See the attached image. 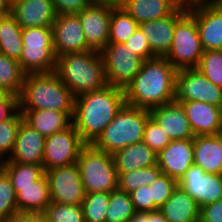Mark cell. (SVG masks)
<instances>
[{
    "label": "cell",
    "mask_w": 222,
    "mask_h": 222,
    "mask_svg": "<svg viewBox=\"0 0 222 222\" xmlns=\"http://www.w3.org/2000/svg\"><path fill=\"white\" fill-rule=\"evenodd\" d=\"M126 104L125 91L106 85L75 97L72 125L86 144H93Z\"/></svg>",
    "instance_id": "obj_1"
},
{
    "label": "cell",
    "mask_w": 222,
    "mask_h": 222,
    "mask_svg": "<svg viewBox=\"0 0 222 222\" xmlns=\"http://www.w3.org/2000/svg\"><path fill=\"white\" fill-rule=\"evenodd\" d=\"M177 71L165 57L146 59L124 89L126 104L150 110L174 101Z\"/></svg>",
    "instance_id": "obj_2"
},
{
    "label": "cell",
    "mask_w": 222,
    "mask_h": 222,
    "mask_svg": "<svg viewBox=\"0 0 222 222\" xmlns=\"http://www.w3.org/2000/svg\"><path fill=\"white\" fill-rule=\"evenodd\" d=\"M54 72L74 97L107 85L103 59L95 50L57 56Z\"/></svg>",
    "instance_id": "obj_3"
},
{
    "label": "cell",
    "mask_w": 222,
    "mask_h": 222,
    "mask_svg": "<svg viewBox=\"0 0 222 222\" xmlns=\"http://www.w3.org/2000/svg\"><path fill=\"white\" fill-rule=\"evenodd\" d=\"M75 97L55 72L27 74L19 95V110L74 112Z\"/></svg>",
    "instance_id": "obj_4"
},
{
    "label": "cell",
    "mask_w": 222,
    "mask_h": 222,
    "mask_svg": "<svg viewBox=\"0 0 222 222\" xmlns=\"http://www.w3.org/2000/svg\"><path fill=\"white\" fill-rule=\"evenodd\" d=\"M149 118L148 109L125 104L93 145L113 155L129 145L141 142Z\"/></svg>",
    "instance_id": "obj_5"
},
{
    "label": "cell",
    "mask_w": 222,
    "mask_h": 222,
    "mask_svg": "<svg viewBox=\"0 0 222 222\" xmlns=\"http://www.w3.org/2000/svg\"><path fill=\"white\" fill-rule=\"evenodd\" d=\"M85 194L105 192L117 189V172L113 156L86 144L77 160Z\"/></svg>",
    "instance_id": "obj_6"
},
{
    "label": "cell",
    "mask_w": 222,
    "mask_h": 222,
    "mask_svg": "<svg viewBox=\"0 0 222 222\" xmlns=\"http://www.w3.org/2000/svg\"><path fill=\"white\" fill-rule=\"evenodd\" d=\"M22 52L18 62L27 74L49 73L56 67L52 27L22 28Z\"/></svg>",
    "instance_id": "obj_7"
},
{
    "label": "cell",
    "mask_w": 222,
    "mask_h": 222,
    "mask_svg": "<svg viewBox=\"0 0 222 222\" xmlns=\"http://www.w3.org/2000/svg\"><path fill=\"white\" fill-rule=\"evenodd\" d=\"M204 52L196 20L187 12L175 25L165 58L177 69L196 68Z\"/></svg>",
    "instance_id": "obj_8"
},
{
    "label": "cell",
    "mask_w": 222,
    "mask_h": 222,
    "mask_svg": "<svg viewBox=\"0 0 222 222\" xmlns=\"http://www.w3.org/2000/svg\"><path fill=\"white\" fill-rule=\"evenodd\" d=\"M100 54L107 85L123 90L133 81L144 61L123 43H107Z\"/></svg>",
    "instance_id": "obj_9"
},
{
    "label": "cell",
    "mask_w": 222,
    "mask_h": 222,
    "mask_svg": "<svg viewBox=\"0 0 222 222\" xmlns=\"http://www.w3.org/2000/svg\"><path fill=\"white\" fill-rule=\"evenodd\" d=\"M174 100L199 101L222 108V88L197 68H184L177 71Z\"/></svg>",
    "instance_id": "obj_10"
},
{
    "label": "cell",
    "mask_w": 222,
    "mask_h": 222,
    "mask_svg": "<svg viewBox=\"0 0 222 222\" xmlns=\"http://www.w3.org/2000/svg\"><path fill=\"white\" fill-rule=\"evenodd\" d=\"M86 143L73 125L45 138L42 166L44 171L77 163Z\"/></svg>",
    "instance_id": "obj_11"
},
{
    "label": "cell",
    "mask_w": 222,
    "mask_h": 222,
    "mask_svg": "<svg viewBox=\"0 0 222 222\" xmlns=\"http://www.w3.org/2000/svg\"><path fill=\"white\" fill-rule=\"evenodd\" d=\"M50 202L80 205L85 192L77 163L45 171Z\"/></svg>",
    "instance_id": "obj_12"
},
{
    "label": "cell",
    "mask_w": 222,
    "mask_h": 222,
    "mask_svg": "<svg viewBox=\"0 0 222 222\" xmlns=\"http://www.w3.org/2000/svg\"><path fill=\"white\" fill-rule=\"evenodd\" d=\"M188 13L196 20L204 51L222 50V6L216 0L190 2Z\"/></svg>",
    "instance_id": "obj_13"
},
{
    "label": "cell",
    "mask_w": 222,
    "mask_h": 222,
    "mask_svg": "<svg viewBox=\"0 0 222 222\" xmlns=\"http://www.w3.org/2000/svg\"><path fill=\"white\" fill-rule=\"evenodd\" d=\"M178 186L186 191L201 208L222 199V175L205 173L193 164L178 181Z\"/></svg>",
    "instance_id": "obj_14"
},
{
    "label": "cell",
    "mask_w": 222,
    "mask_h": 222,
    "mask_svg": "<svg viewBox=\"0 0 222 222\" xmlns=\"http://www.w3.org/2000/svg\"><path fill=\"white\" fill-rule=\"evenodd\" d=\"M54 51L59 55L91 50L77 14H58L52 24Z\"/></svg>",
    "instance_id": "obj_15"
},
{
    "label": "cell",
    "mask_w": 222,
    "mask_h": 222,
    "mask_svg": "<svg viewBox=\"0 0 222 222\" xmlns=\"http://www.w3.org/2000/svg\"><path fill=\"white\" fill-rule=\"evenodd\" d=\"M114 7L90 4L77 13L82 29L91 50L101 52L108 43L111 11Z\"/></svg>",
    "instance_id": "obj_16"
},
{
    "label": "cell",
    "mask_w": 222,
    "mask_h": 222,
    "mask_svg": "<svg viewBox=\"0 0 222 222\" xmlns=\"http://www.w3.org/2000/svg\"><path fill=\"white\" fill-rule=\"evenodd\" d=\"M188 12V3H182L171 15L165 18L139 24V28L148 40L152 53L165 57L173 40L176 23Z\"/></svg>",
    "instance_id": "obj_17"
},
{
    "label": "cell",
    "mask_w": 222,
    "mask_h": 222,
    "mask_svg": "<svg viewBox=\"0 0 222 222\" xmlns=\"http://www.w3.org/2000/svg\"><path fill=\"white\" fill-rule=\"evenodd\" d=\"M194 164V138L171 140L157 154V165L163 174L179 181L186 170Z\"/></svg>",
    "instance_id": "obj_18"
},
{
    "label": "cell",
    "mask_w": 222,
    "mask_h": 222,
    "mask_svg": "<svg viewBox=\"0 0 222 222\" xmlns=\"http://www.w3.org/2000/svg\"><path fill=\"white\" fill-rule=\"evenodd\" d=\"M184 108L194 136L222 134V108L199 101H177Z\"/></svg>",
    "instance_id": "obj_19"
},
{
    "label": "cell",
    "mask_w": 222,
    "mask_h": 222,
    "mask_svg": "<svg viewBox=\"0 0 222 222\" xmlns=\"http://www.w3.org/2000/svg\"><path fill=\"white\" fill-rule=\"evenodd\" d=\"M44 145L45 137L22 120L13 151L9 158L2 162L42 165Z\"/></svg>",
    "instance_id": "obj_20"
},
{
    "label": "cell",
    "mask_w": 222,
    "mask_h": 222,
    "mask_svg": "<svg viewBox=\"0 0 222 222\" xmlns=\"http://www.w3.org/2000/svg\"><path fill=\"white\" fill-rule=\"evenodd\" d=\"M150 117L171 140L191 139L194 133L180 102L171 101L149 110Z\"/></svg>",
    "instance_id": "obj_21"
},
{
    "label": "cell",
    "mask_w": 222,
    "mask_h": 222,
    "mask_svg": "<svg viewBox=\"0 0 222 222\" xmlns=\"http://www.w3.org/2000/svg\"><path fill=\"white\" fill-rule=\"evenodd\" d=\"M11 15L21 28L52 27L57 16L52 0H17Z\"/></svg>",
    "instance_id": "obj_22"
},
{
    "label": "cell",
    "mask_w": 222,
    "mask_h": 222,
    "mask_svg": "<svg viewBox=\"0 0 222 222\" xmlns=\"http://www.w3.org/2000/svg\"><path fill=\"white\" fill-rule=\"evenodd\" d=\"M194 164L205 173L222 175V134L194 137Z\"/></svg>",
    "instance_id": "obj_23"
},
{
    "label": "cell",
    "mask_w": 222,
    "mask_h": 222,
    "mask_svg": "<svg viewBox=\"0 0 222 222\" xmlns=\"http://www.w3.org/2000/svg\"><path fill=\"white\" fill-rule=\"evenodd\" d=\"M19 111L23 115V120L45 138L70 127L74 114V112H59L49 109Z\"/></svg>",
    "instance_id": "obj_24"
},
{
    "label": "cell",
    "mask_w": 222,
    "mask_h": 222,
    "mask_svg": "<svg viewBox=\"0 0 222 222\" xmlns=\"http://www.w3.org/2000/svg\"><path fill=\"white\" fill-rule=\"evenodd\" d=\"M182 3L181 0H126L122 8L141 24L171 15Z\"/></svg>",
    "instance_id": "obj_25"
},
{
    "label": "cell",
    "mask_w": 222,
    "mask_h": 222,
    "mask_svg": "<svg viewBox=\"0 0 222 222\" xmlns=\"http://www.w3.org/2000/svg\"><path fill=\"white\" fill-rule=\"evenodd\" d=\"M159 211L169 222H199L200 218L197 202L179 186Z\"/></svg>",
    "instance_id": "obj_26"
},
{
    "label": "cell",
    "mask_w": 222,
    "mask_h": 222,
    "mask_svg": "<svg viewBox=\"0 0 222 222\" xmlns=\"http://www.w3.org/2000/svg\"><path fill=\"white\" fill-rule=\"evenodd\" d=\"M113 160L117 172H131L157 164V153L149 148L143 141L129 145L113 155Z\"/></svg>",
    "instance_id": "obj_27"
},
{
    "label": "cell",
    "mask_w": 222,
    "mask_h": 222,
    "mask_svg": "<svg viewBox=\"0 0 222 222\" xmlns=\"http://www.w3.org/2000/svg\"><path fill=\"white\" fill-rule=\"evenodd\" d=\"M18 212L44 213L50 204L48 180L45 174L31 186L14 187Z\"/></svg>",
    "instance_id": "obj_28"
},
{
    "label": "cell",
    "mask_w": 222,
    "mask_h": 222,
    "mask_svg": "<svg viewBox=\"0 0 222 222\" xmlns=\"http://www.w3.org/2000/svg\"><path fill=\"white\" fill-rule=\"evenodd\" d=\"M22 28L10 15L0 16V53L19 60L23 42Z\"/></svg>",
    "instance_id": "obj_29"
},
{
    "label": "cell",
    "mask_w": 222,
    "mask_h": 222,
    "mask_svg": "<svg viewBox=\"0 0 222 222\" xmlns=\"http://www.w3.org/2000/svg\"><path fill=\"white\" fill-rule=\"evenodd\" d=\"M24 77L18 60L0 53V87L5 92L19 97Z\"/></svg>",
    "instance_id": "obj_30"
},
{
    "label": "cell",
    "mask_w": 222,
    "mask_h": 222,
    "mask_svg": "<svg viewBox=\"0 0 222 222\" xmlns=\"http://www.w3.org/2000/svg\"><path fill=\"white\" fill-rule=\"evenodd\" d=\"M139 24L122 8H113L110 16L108 43H125Z\"/></svg>",
    "instance_id": "obj_31"
},
{
    "label": "cell",
    "mask_w": 222,
    "mask_h": 222,
    "mask_svg": "<svg viewBox=\"0 0 222 222\" xmlns=\"http://www.w3.org/2000/svg\"><path fill=\"white\" fill-rule=\"evenodd\" d=\"M161 174L162 171L157 164L131 172L120 173L117 178V188L129 194L142 186H149Z\"/></svg>",
    "instance_id": "obj_32"
},
{
    "label": "cell",
    "mask_w": 222,
    "mask_h": 222,
    "mask_svg": "<svg viewBox=\"0 0 222 222\" xmlns=\"http://www.w3.org/2000/svg\"><path fill=\"white\" fill-rule=\"evenodd\" d=\"M2 169L9 176L13 187L31 186L33 182L39 180L45 174L42 165L18 162H2Z\"/></svg>",
    "instance_id": "obj_33"
},
{
    "label": "cell",
    "mask_w": 222,
    "mask_h": 222,
    "mask_svg": "<svg viewBox=\"0 0 222 222\" xmlns=\"http://www.w3.org/2000/svg\"><path fill=\"white\" fill-rule=\"evenodd\" d=\"M136 213L131 197L118 188L110 193L106 222H128Z\"/></svg>",
    "instance_id": "obj_34"
},
{
    "label": "cell",
    "mask_w": 222,
    "mask_h": 222,
    "mask_svg": "<svg viewBox=\"0 0 222 222\" xmlns=\"http://www.w3.org/2000/svg\"><path fill=\"white\" fill-rule=\"evenodd\" d=\"M110 193L85 194L82 202L85 222H106Z\"/></svg>",
    "instance_id": "obj_35"
},
{
    "label": "cell",
    "mask_w": 222,
    "mask_h": 222,
    "mask_svg": "<svg viewBox=\"0 0 222 222\" xmlns=\"http://www.w3.org/2000/svg\"><path fill=\"white\" fill-rule=\"evenodd\" d=\"M23 115L18 111L11 119L0 121V160L11 155Z\"/></svg>",
    "instance_id": "obj_36"
},
{
    "label": "cell",
    "mask_w": 222,
    "mask_h": 222,
    "mask_svg": "<svg viewBox=\"0 0 222 222\" xmlns=\"http://www.w3.org/2000/svg\"><path fill=\"white\" fill-rule=\"evenodd\" d=\"M208 80L222 88V50H206L196 67Z\"/></svg>",
    "instance_id": "obj_37"
},
{
    "label": "cell",
    "mask_w": 222,
    "mask_h": 222,
    "mask_svg": "<svg viewBox=\"0 0 222 222\" xmlns=\"http://www.w3.org/2000/svg\"><path fill=\"white\" fill-rule=\"evenodd\" d=\"M44 214L52 222H85L82 204L72 205L50 202Z\"/></svg>",
    "instance_id": "obj_38"
},
{
    "label": "cell",
    "mask_w": 222,
    "mask_h": 222,
    "mask_svg": "<svg viewBox=\"0 0 222 222\" xmlns=\"http://www.w3.org/2000/svg\"><path fill=\"white\" fill-rule=\"evenodd\" d=\"M18 213L16 193L7 173L0 169V222Z\"/></svg>",
    "instance_id": "obj_39"
},
{
    "label": "cell",
    "mask_w": 222,
    "mask_h": 222,
    "mask_svg": "<svg viewBox=\"0 0 222 222\" xmlns=\"http://www.w3.org/2000/svg\"><path fill=\"white\" fill-rule=\"evenodd\" d=\"M177 186V180L162 173L149 185L151 199L153 200L154 205L159 209L170 198Z\"/></svg>",
    "instance_id": "obj_40"
},
{
    "label": "cell",
    "mask_w": 222,
    "mask_h": 222,
    "mask_svg": "<svg viewBox=\"0 0 222 222\" xmlns=\"http://www.w3.org/2000/svg\"><path fill=\"white\" fill-rule=\"evenodd\" d=\"M142 141L155 153L162 151L171 139L167 133L150 117L145 125Z\"/></svg>",
    "instance_id": "obj_41"
},
{
    "label": "cell",
    "mask_w": 222,
    "mask_h": 222,
    "mask_svg": "<svg viewBox=\"0 0 222 222\" xmlns=\"http://www.w3.org/2000/svg\"><path fill=\"white\" fill-rule=\"evenodd\" d=\"M124 44L144 61L156 57L152 53L148 40L140 28H138Z\"/></svg>",
    "instance_id": "obj_42"
},
{
    "label": "cell",
    "mask_w": 222,
    "mask_h": 222,
    "mask_svg": "<svg viewBox=\"0 0 222 222\" xmlns=\"http://www.w3.org/2000/svg\"><path fill=\"white\" fill-rule=\"evenodd\" d=\"M136 212H153L159 210L153 203L148 185L129 193Z\"/></svg>",
    "instance_id": "obj_43"
},
{
    "label": "cell",
    "mask_w": 222,
    "mask_h": 222,
    "mask_svg": "<svg viewBox=\"0 0 222 222\" xmlns=\"http://www.w3.org/2000/svg\"><path fill=\"white\" fill-rule=\"evenodd\" d=\"M56 14H77L92 4V0H52Z\"/></svg>",
    "instance_id": "obj_44"
},
{
    "label": "cell",
    "mask_w": 222,
    "mask_h": 222,
    "mask_svg": "<svg viewBox=\"0 0 222 222\" xmlns=\"http://www.w3.org/2000/svg\"><path fill=\"white\" fill-rule=\"evenodd\" d=\"M19 111V97L5 92L0 96V121L11 119Z\"/></svg>",
    "instance_id": "obj_45"
},
{
    "label": "cell",
    "mask_w": 222,
    "mask_h": 222,
    "mask_svg": "<svg viewBox=\"0 0 222 222\" xmlns=\"http://www.w3.org/2000/svg\"><path fill=\"white\" fill-rule=\"evenodd\" d=\"M199 222H222V199L201 207Z\"/></svg>",
    "instance_id": "obj_46"
},
{
    "label": "cell",
    "mask_w": 222,
    "mask_h": 222,
    "mask_svg": "<svg viewBox=\"0 0 222 222\" xmlns=\"http://www.w3.org/2000/svg\"><path fill=\"white\" fill-rule=\"evenodd\" d=\"M128 222H169L163 214L157 210L153 212H136Z\"/></svg>",
    "instance_id": "obj_47"
},
{
    "label": "cell",
    "mask_w": 222,
    "mask_h": 222,
    "mask_svg": "<svg viewBox=\"0 0 222 222\" xmlns=\"http://www.w3.org/2000/svg\"><path fill=\"white\" fill-rule=\"evenodd\" d=\"M1 222H35V213L18 212Z\"/></svg>",
    "instance_id": "obj_48"
},
{
    "label": "cell",
    "mask_w": 222,
    "mask_h": 222,
    "mask_svg": "<svg viewBox=\"0 0 222 222\" xmlns=\"http://www.w3.org/2000/svg\"><path fill=\"white\" fill-rule=\"evenodd\" d=\"M126 0H92L94 4L107 5L114 8L122 7Z\"/></svg>",
    "instance_id": "obj_49"
},
{
    "label": "cell",
    "mask_w": 222,
    "mask_h": 222,
    "mask_svg": "<svg viewBox=\"0 0 222 222\" xmlns=\"http://www.w3.org/2000/svg\"><path fill=\"white\" fill-rule=\"evenodd\" d=\"M12 3L9 0H0V16L11 14Z\"/></svg>",
    "instance_id": "obj_50"
},
{
    "label": "cell",
    "mask_w": 222,
    "mask_h": 222,
    "mask_svg": "<svg viewBox=\"0 0 222 222\" xmlns=\"http://www.w3.org/2000/svg\"><path fill=\"white\" fill-rule=\"evenodd\" d=\"M35 222H52L44 213H35Z\"/></svg>",
    "instance_id": "obj_51"
},
{
    "label": "cell",
    "mask_w": 222,
    "mask_h": 222,
    "mask_svg": "<svg viewBox=\"0 0 222 222\" xmlns=\"http://www.w3.org/2000/svg\"><path fill=\"white\" fill-rule=\"evenodd\" d=\"M5 93V91L0 87V96H2Z\"/></svg>",
    "instance_id": "obj_52"
},
{
    "label": "cell",
    "mask_w": 222,
    "mask_h": 222,
    "mask_svg": "<svg viewBox=\"0 0 222 222\" xmlns=\"http://www.w3.org/2000/svg\"><path fill=\"white\" fill-rule=\"evenodd\" d=\"M183 3H190L192 0H181Z\"/></svg>",
    "instance_id": "obj_53"
},
{
    "label": "cell",
    "mask_w": 222,
    "mask_h": 222,
    "mask_svg": "<svg viewBox=\"0 0 222 222\" xmlns=\"http://www.w3.org/2000/svg\"><path fill=\"white\" fill-rule=\"evenodd\" d=\"M195 1H214V0H192V2H195Z\"/></svg>",
    "instance_id": "obj_54"
},
{
    "label": "cell",
    "mask_w": 222,
    "mask_h": 222,
    "mask_svg": "<svg viewBox=\"0 0 222 222\" xmlns=\"http://www.w3.org/2000/svg\"><path fill=\"white\" fill-rule=\"evenodd\" d=\"M222 6V0H216Z\"/></svg>",
    "instance_id": "obj_55"
},
{
    "label": "cell",
    "mask_w": 222,
    "mask_h": 222,
    "mask_svg": "<svg viewBox=\"0 0 222 222\" xmlns=\"http://www.w3.org/2000/svg\"><path fill=\"white\" fill-rule=\"evenodd\" d=\"M2 168V161L0 160V169Z\"/></svg>",
    "instance_id": "obj_56"
}]
</instances>
